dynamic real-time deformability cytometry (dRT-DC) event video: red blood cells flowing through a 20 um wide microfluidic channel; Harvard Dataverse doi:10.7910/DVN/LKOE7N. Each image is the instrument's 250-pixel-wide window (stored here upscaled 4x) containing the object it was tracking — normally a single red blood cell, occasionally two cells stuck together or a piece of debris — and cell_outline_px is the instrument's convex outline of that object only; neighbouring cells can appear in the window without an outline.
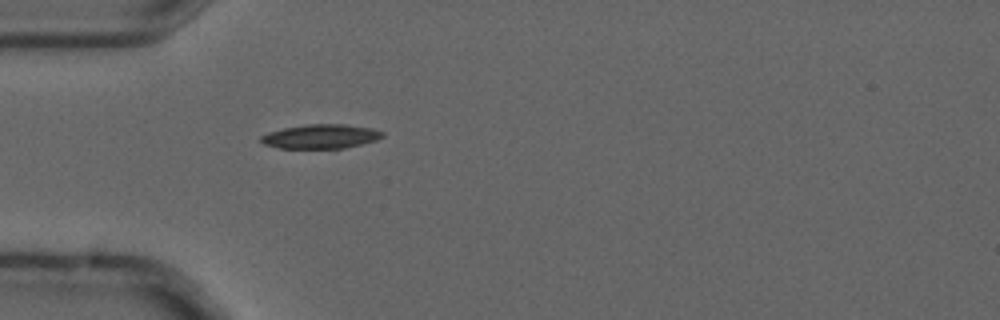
{"species": "common noctule bat (a hibernating species)", "species_latin": "Nyctalus noctula", "temperature_condition": "cold", "stored_images_in_passage": 1, "camera_frame_rate_fps": 3000, "um_per_image_px": 0.085, "animal": {"sex": "male", "forearm_length_mm": 52.5}, "frame": {"image": 1, "passage_image": 1, "time_ms": 0.0, "image_size_px": [1000, 320], "cell_outline_px": [[384, 136], [376, 140], [344, 148], [280, 148], [264, 144], [260, 140], [260, 136], [268, 132], [284, 128], [308, 124], [344, 124], [372, 128], [384, 132]], "centroid_in_image_um": [27.27, 11.59], "position_along_channel_um": 57.7, "area_um2": 17.05}}